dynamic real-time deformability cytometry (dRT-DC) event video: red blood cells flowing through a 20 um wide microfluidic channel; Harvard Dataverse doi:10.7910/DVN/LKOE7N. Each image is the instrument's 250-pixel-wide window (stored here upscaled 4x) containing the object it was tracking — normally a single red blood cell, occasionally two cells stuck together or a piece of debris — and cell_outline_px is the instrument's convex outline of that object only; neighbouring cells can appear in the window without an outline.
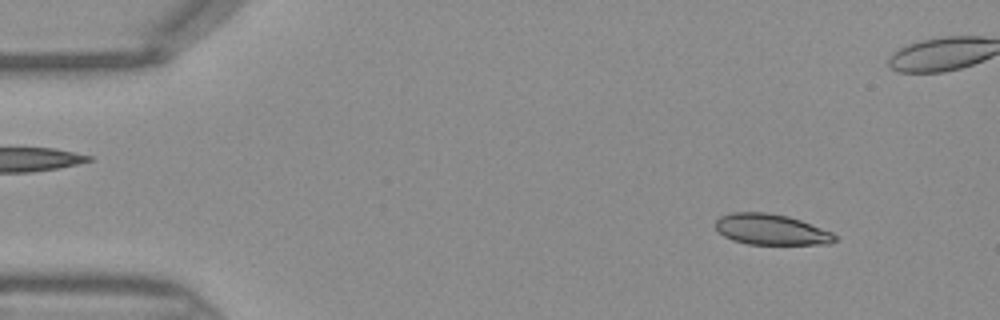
{"species": "Egyptian fruit bat (a non-hibernating species)", "species_latin": "Rousettus aegyptiacus", "temperature_condition": "warm", "stored_images_in_passage": 45, "camera_frame_rate_fps": 3000, "um_per_image_px": 0.085, "frame": {"image": 1, "passage_image": 4, "time_ms": 1.0, "image_size_px": [1000, 320], "cell_outline_px": [[836, 240], [828, 244], [748, 244], [732, 240], [716, 232], [716, 220], [720, 216], [732, 212], [764, 212], [788, 216], [800, 220], [832, 232], [836, 236]], "centroid_in_image_um": [65.51, 19.51], "position_along_channel_um": 19.5, "area_um2": 21.39}}
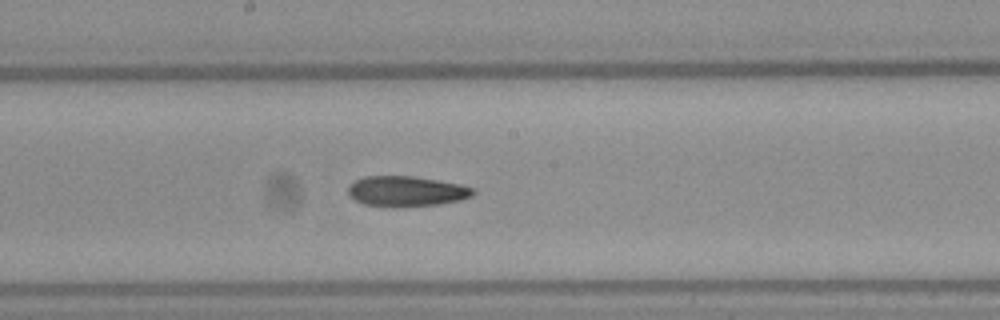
{"frame": {"image": 2, "passage_image": 23, "time_ms": 7.333, "image_size_px": [1000, 320], "cell_outline_px": [[476, 192], [472, 196], [460, 200], [440, 204], [400, 208], [396, 208], [364, 204], [348, 196], [348, 184], [364, 176], [412, 176], [460, 184], [476, 188]], "centroid_in_image_um": [34.54, 16.27], "position_along_channel_um": 213.7, "area_um2": 22.48}}
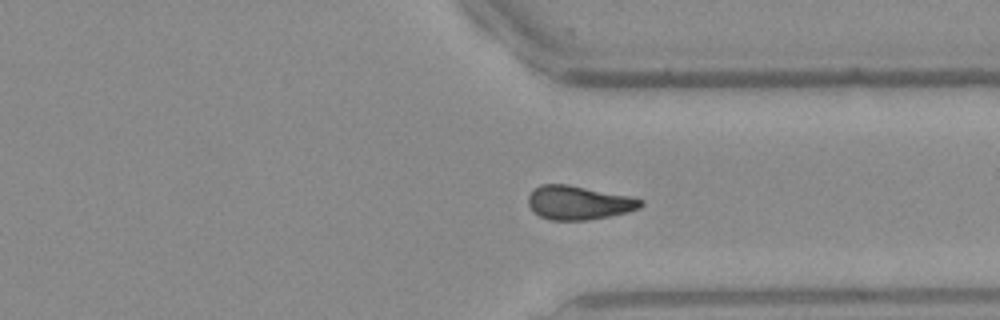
{"frame": {"image": 3, "passage_image": 33, "time_ms": 10.667, "image_size_px": [1000, 320], "cell_outline_px": [[644, 204], [640, 208], [628, 212], [588, 220], [552, 220], [540, 216], [532, 212], [528, 204], [528, 196], [540, 184], [568, 184], [628, 196], [644, 200]], "centroid_in_image_um": [49.18, 17.23], "position_along_channel_um": 362.2, "area_um2": 22.14}}